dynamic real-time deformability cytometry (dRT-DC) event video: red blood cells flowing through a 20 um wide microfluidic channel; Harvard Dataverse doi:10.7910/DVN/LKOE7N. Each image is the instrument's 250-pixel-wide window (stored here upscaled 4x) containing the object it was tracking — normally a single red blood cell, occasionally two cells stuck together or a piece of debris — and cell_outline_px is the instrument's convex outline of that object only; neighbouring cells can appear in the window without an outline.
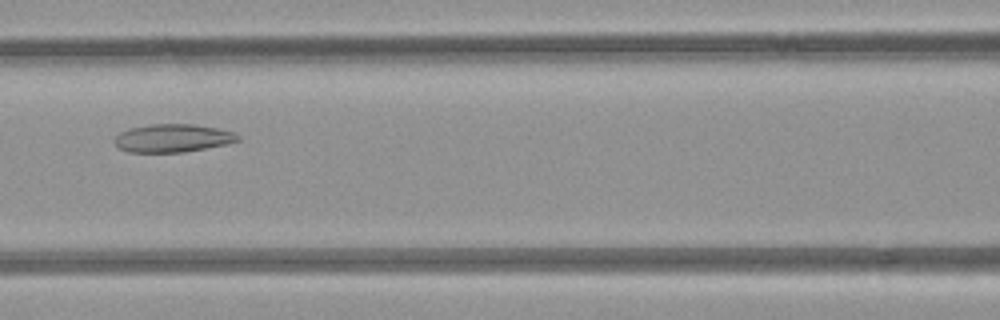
{"species": "common noctule bat (a hibernating species)", "species_latin": "Nyctalus noctula", "temperature_condition": "room temperature", "stored_images_in_passage": 3, "camera_frame_rate_fps": 3000, "um_per_image_px": 0.085, "animal": {"sex": "female", "body_mass_g": 21.9}, "frame": {"image": 1, "passage_image": 3, "time_ms": 2.0, "image_size_px": [1000, 320], "cell_outline_px": [[240, 140], [228, 144], [184, 152], [128, 152], [120, 148], [112, 140], [120, 132], [128, 128], [152, 124], [196, 124], [216, 128], [232, 132], [240, 136]], "centroid_in_image_um": [14.67, 11.74], "position_along_channel_um": 151.9, "area_um2": 20.23}}